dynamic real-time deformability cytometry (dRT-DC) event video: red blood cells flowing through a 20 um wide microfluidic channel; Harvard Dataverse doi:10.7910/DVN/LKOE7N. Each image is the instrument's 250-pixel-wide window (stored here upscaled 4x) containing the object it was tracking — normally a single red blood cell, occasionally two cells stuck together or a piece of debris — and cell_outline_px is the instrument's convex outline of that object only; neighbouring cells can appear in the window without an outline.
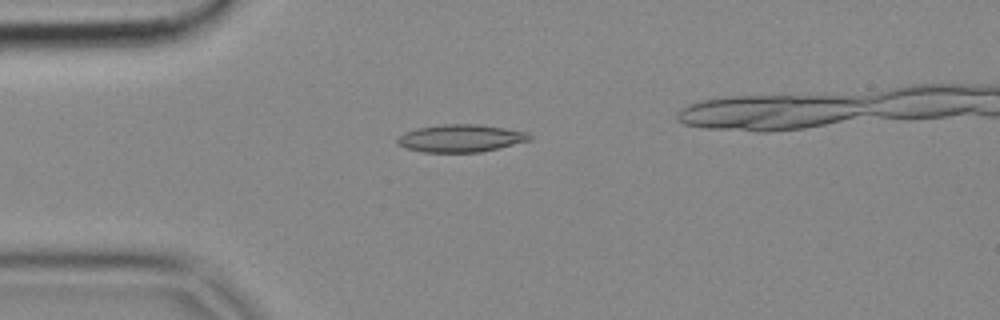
{"species": "common noctule bat (a hibernating species)", "species_latin": "Nyctalus noctula", "temperature_condition": "cold", "stored_images_in_passage": 6, "camera_frame_rate_fps": 3000, "um_per_image_px": 0.085, "animal": {"sex": "female", "body_mass_g": 18.4}, "frame": {"image": 1, "passage_image": 6, "time_ms": 1.667, "image_size_px": [1000, 320], "cell_outline_px": [[532, 140], [480, 152], [424, 152], [408, 148], [400, 144], [396, 140], [404, 132], [416, 128], [444, 124], [480, 124], [528, 132], [532, 136]], "centroid_in_image_um": [39.2, 11.74], "position_along_channel_um": 45.8, "area_um2": 21.1}}